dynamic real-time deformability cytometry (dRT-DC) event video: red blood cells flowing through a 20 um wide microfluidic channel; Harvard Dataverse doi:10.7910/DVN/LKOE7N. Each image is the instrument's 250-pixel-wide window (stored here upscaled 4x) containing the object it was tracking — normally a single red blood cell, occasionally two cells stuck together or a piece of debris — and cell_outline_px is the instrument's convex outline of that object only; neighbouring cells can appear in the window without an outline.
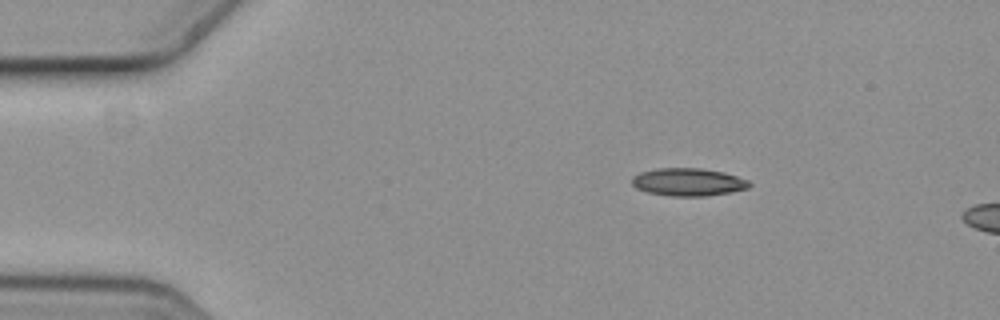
{"species": "common noctule bat (a hibernating species)", "species_latin": "Nyctalus noctula", "temperature_condition": "cold", "stored_images_in_passage": 3, "camera_frame_rate_fps": 3000, "um_per_image_px": 0.085, "animal": {"sex": "female", "body_mass_g": 19.3, "forearm_length_mm": 54.1}, "frame": {"image": 1, "passage_image": 1, "time_ms": 0.0, "image_size_px": [1000, 320], "cell_outline_px": [[752, 184], [748, 188], [728, 192], [704, 196], [672, 196], [648, 192], [636, 188], [632, 184], [632, 176], [640, 172], [656, 168], [700, 168], [724, 172], [748, 180]], "centroid_in_image_um": [58.47, 15.46], "position_along_channel_um": 26.5, "area_um2": 18.9}}